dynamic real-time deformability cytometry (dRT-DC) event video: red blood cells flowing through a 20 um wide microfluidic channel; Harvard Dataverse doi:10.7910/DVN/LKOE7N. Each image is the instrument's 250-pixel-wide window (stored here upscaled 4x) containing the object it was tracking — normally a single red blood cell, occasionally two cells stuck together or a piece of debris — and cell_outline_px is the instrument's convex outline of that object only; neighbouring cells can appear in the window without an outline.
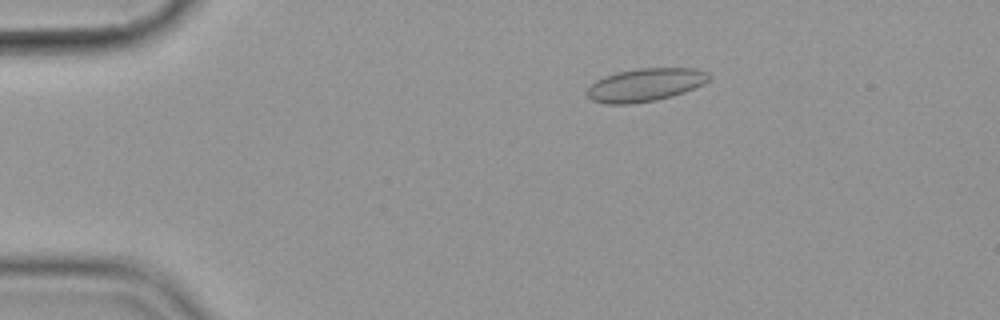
{"species": "common noctule bat (a hibernating species)", "species_latin": "Nyctalus noctula", "temperature_condition": "cold", "stored_images_in_passage": 57, "camera_frame_rate_fps": 3000, "um_per_image_px": 0.085, "animal": {"sex": "female", "body_mass_g": 19.9}, "frame": {"image": 1, "passage_image": 11, "time_ms": 3.333, "image_size_px": [1000, 320], "cell_outline_px": [[712, 76], [704, 84], [684, 92], [672, 96], [656, 100], [628, 104], [608, 104], [592, 100], [584, 92], [596, 80], [604, 76], [616, 72], [636, 68], [696, 68], [708, 72]], "centroid_in_image_um": [54.85, 7.2], "position_along_channel_um": 30.1, "area_um2": 23.64}}
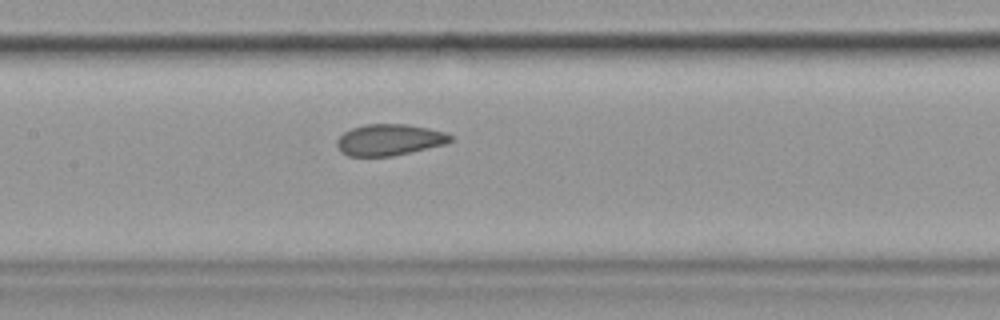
{"frame": {"image": 2, "passage_image": 28, "time_ms": 9.0, "image_size_px": [1000, 320], "cell_outline_px": [[452, 140], [444, 144], [392, 156], [348, 156], [340, 152], [336, 144], [336, 140], [344, 132], [352, 128], [364, 124], [408, 124], [428, 128], [444, 132], [452, 136]], "centroid_in_image_um": [33.05, 11.88], "position_along_channel_um": 174.4, "area_um2": 20.63}}
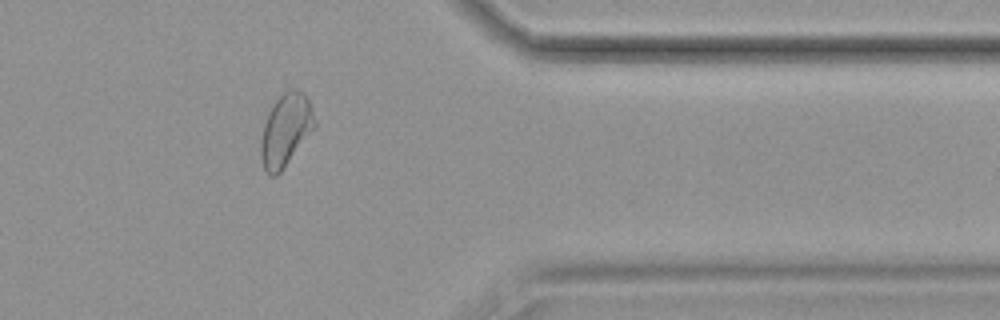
{"frame": {"image": 3, "passage_image": 47, "time_ms": 15.333, "image_size_px": [1000, 320], "cell_outline_px": [[316, 128], [280, 172], [276, 176], [272, 176], [264, 168], [260, 156], [260, 144], [264, 124], [268, 112], [272, 104], [288, 88], [296, 88], [304, 92], [312, 108], [316, 120]], "centroid_in_image_um": [24.3, 11.02], "position_along_channel_um": 387.1, "area_um2": 22.89}, "authors_computed_cell_mechanics": {"area_um2": 22.6576, "velocity_mm_per_s": 3.5744, "shape_relaxation_time_tau1_ms": 10.0803, "shape_relaxation_time_tau2_ms": 0.7941, "deformation_change_tau1": 0.1448, "deformation_change_tau2": 0.057}}